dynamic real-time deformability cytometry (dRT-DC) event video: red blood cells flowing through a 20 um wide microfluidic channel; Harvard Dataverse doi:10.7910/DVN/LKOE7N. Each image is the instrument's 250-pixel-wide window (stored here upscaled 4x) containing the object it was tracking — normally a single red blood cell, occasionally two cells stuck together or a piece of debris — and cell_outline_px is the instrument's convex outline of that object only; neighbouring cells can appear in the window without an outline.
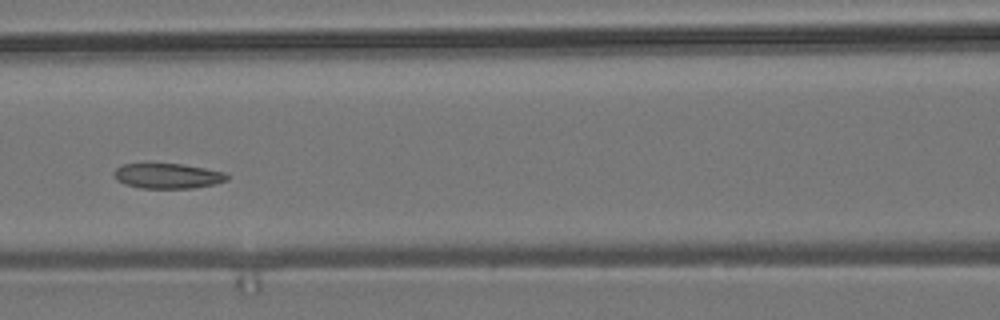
{"species": "common noctule bat (a hibernating species)", "species_latin": "Nyctalus noctula", "temperature_condition": "room temperature", "stored_images_in_passage": 13, "camera_frame_rate_fps": 3000, "um_per_image_px": 0.085, "animal": {"sex": "male", "body_mass_g": 19.2, "forearm_length_mm": 51.8}, "frame": {"image": 1, "passage_image": 6, "time_ms": 1.667, "image_size_px": [1000, 320], "cell_outline_px": [[228, 180], [212, 184], [192, 188], [140, 188], [124, 184], [116, 180], [112, 172], [116, 168], [124, 164], [148, 160], [180, 164], [204, 168], [224, 172], [228, 176]], "centroid_in_image_um": [14.14, 14.9], "position_along_channel_um": 152.5, "area_um2": 17.22}}
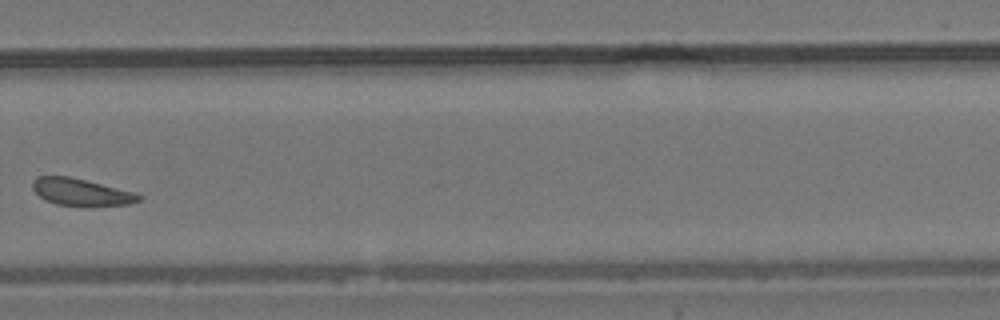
{"frame": {"image": 2, "passage_image": 10, "time_ms": 3.0, "image_size_px": [1000, 320], "cell_outline_px": [[144, 196], [140, 200], [128, 204], [92, 208], [88, 208], [56, 204], [44, 200], [32, 188], [32, 180], [36, 176], [68, 176], [132, 192]], "centroid_in_image_um": [6.87, 16.37], "position_along_channel_um": 322.9, "area_um2": 17.05}}
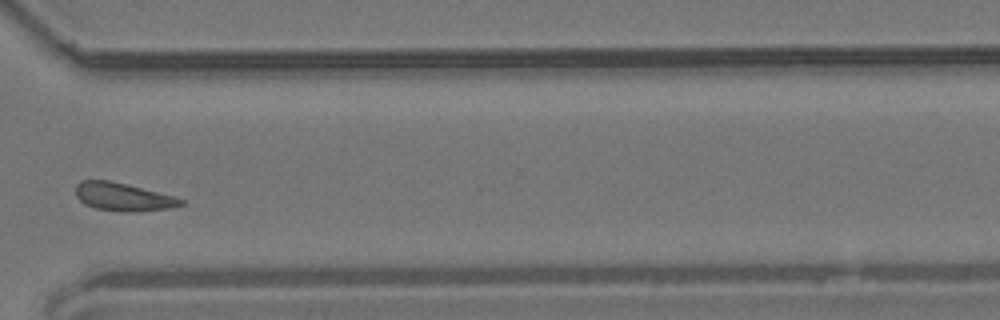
{"frame": {"image": 3, "passage_image": 11, "time_ms": 3.333, "image_size_px": [1000, 320], "cell_outline_px": [[184, 204], [172, 208], [140, 212], [120, 212], [96, 208], [84, 204], [76, 196], [76, 184], [80, 180], [108, 180], [128, 184], [176, 196], [184, 200]], "centroid_in_image_um": [10.5, 16.74], "position_along_channel_um": 360.1, "area_um2": 17.57}}